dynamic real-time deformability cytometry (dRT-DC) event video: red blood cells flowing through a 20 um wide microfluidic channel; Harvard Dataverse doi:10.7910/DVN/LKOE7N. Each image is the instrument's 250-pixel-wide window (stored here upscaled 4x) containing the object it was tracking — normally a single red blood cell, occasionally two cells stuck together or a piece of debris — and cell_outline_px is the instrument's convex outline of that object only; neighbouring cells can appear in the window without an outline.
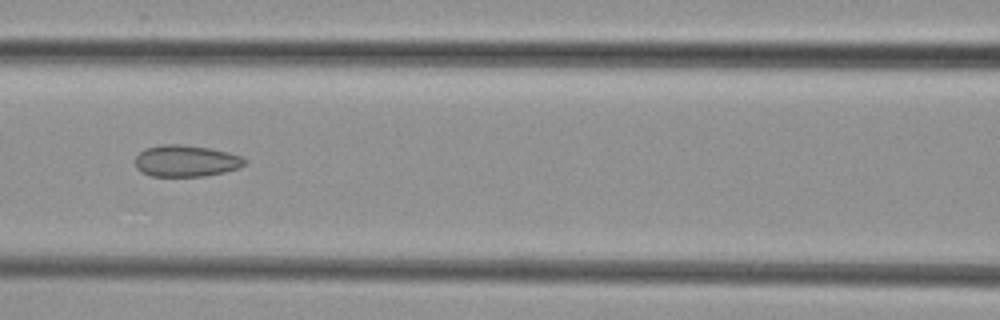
{"species": "common noctule bat (a hibernating species)", "species_latin": "Nyctalus noctula", "temperature_condition": "cold", "stored_images_in_passage": 9, "camera_frame_rate_fps": 3000, "um_per_image_px": 0.085, "animal": {"sex": "female", "body_mass_g": 29.2, "forearm_length_mm": 56.3}, "frame": {"image": 1, "passage_image": 6, "time_ms": 7.0, "image_size_px": [1000, 320], "cell_outline_px": [[248, 160], [240, 168], [224, 172], [204, 176], [152, 176], [140, 172], [136, 168], [136, 156], [144, 148], [160, 144], [180, 144], [208, 148], [228, 152], [240, 156]], "centroid_in_image_um": [15.79, 13.68], "position_along_channel_um": 150.8, "area_um2": 20.23}}
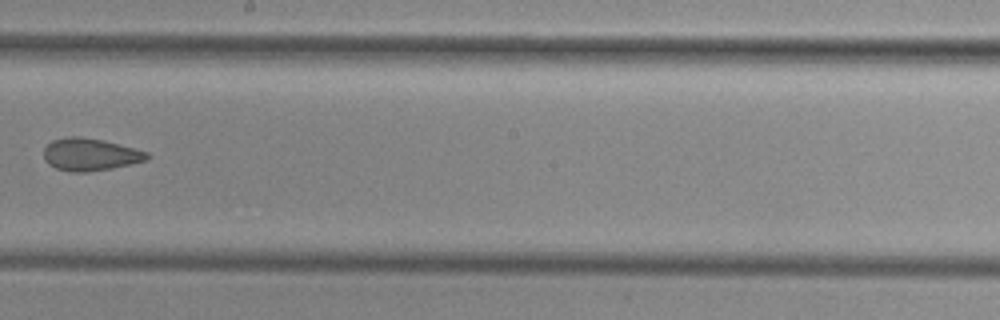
{"frame": {"image": 2, "passage_image": 8, "time_ms": 9.333, "image_size_px": [1000, 320], "cell_outline_px": [[148, 156], [144, 160], [112, 168], [88, 172], [72, 172], [56, 168], [48, 164], [44, 160], [44, 148], [52, 140], [68, 136], [80, 136], [100, 140], [148, 152]], "centroid_in_image_um": [7.58, 13.13], "position_along_channel_um": 240.6, "area_um2": 19.13}}
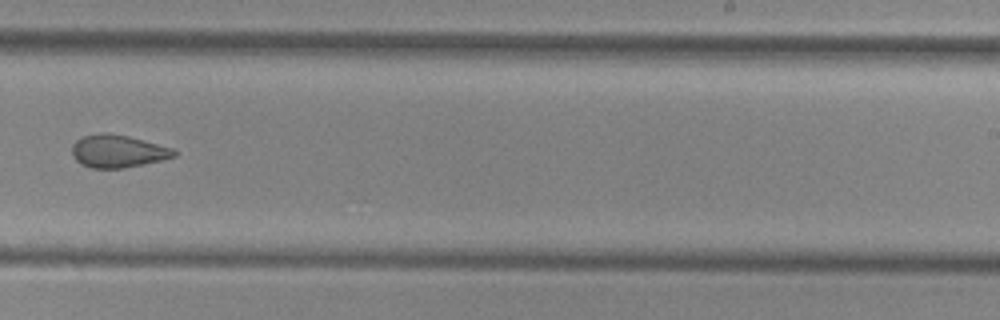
{"frame": {"image": 3, "passage_image": 9, "time_ms": 10.333, "image_size_px": [1000, 320], "cell_outline_px": [[180, 152], [176, 156], [160, 160], [124, 168], [92, 168], [80, 164], [72, 156], [72, 144], [76, 140], [84, 136], [100, 132], [104, 132], [128, 136], [172, 148]], "centroid_in_image_um": [10.0, 12.85], "position_along_channel_um": 279.0, "area_um2": 19.42}}